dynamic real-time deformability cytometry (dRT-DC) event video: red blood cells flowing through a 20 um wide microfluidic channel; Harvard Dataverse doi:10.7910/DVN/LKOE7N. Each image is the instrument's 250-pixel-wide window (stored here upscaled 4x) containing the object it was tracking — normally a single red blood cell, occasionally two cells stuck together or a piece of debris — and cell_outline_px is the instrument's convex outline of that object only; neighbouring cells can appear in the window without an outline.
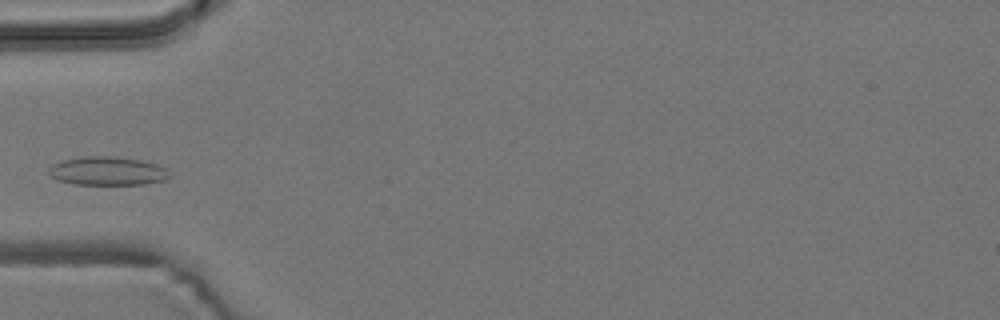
{"species": "common noctule bat (a hibernating species)", "species_latin": "Nyctalus noctula", "temperature_condition": "room temperature", "stored_images_in_passage": 2, "camera_frame_rate_fps": 3000, "um_per_image_px": 0.085, "animal": {"sex": "male", "body_mass_g": 19.2, "forearm_length_mm": 51.8}, "frame": {"image": 1, "passage_image": 1, "time_ms": 0.0, "image_size_px": [1000, 320], "cell_outline_px": [[172, 176], [168, 180], [144, 184], [72, 184], [48, 176], [48, 168], [52, 164], [60, 160], [88, 156], [112, 156], [140, 160], [156, 164], [168, 168]], "centroid_in_image_um": [9.16, 14.54], "position_along_channel_um": 75.8, "area_um2": 20.4}}
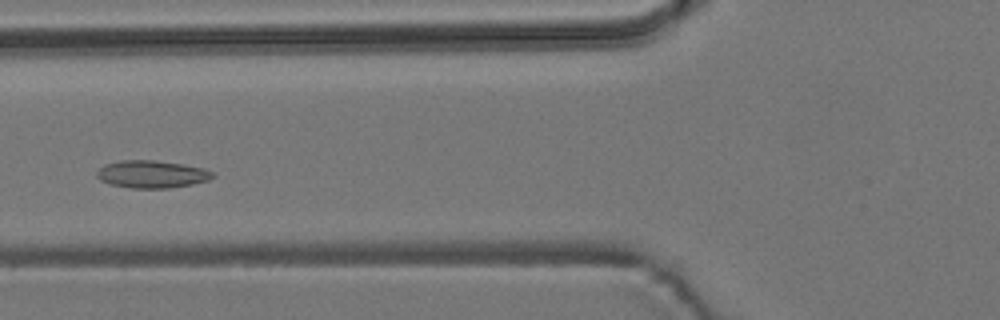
{"frame": {"image": 2, "passage_image": 2, "time_ms": 0.333, "image_size_px": [1000, 320], "cell_outline_px": [[216, 176], [208, 180], [192, 184], [168, 188], [132, 188], [108, 184], [100, 180], [96, 176], [96, 172], [104, 164], [120, 160], [156, 160], [204, 168], [212, 172]], "centroid_in_image_um": [12.87, 14.8], "position_along_channel_um": 112.9, "area_um2": 18.61}}